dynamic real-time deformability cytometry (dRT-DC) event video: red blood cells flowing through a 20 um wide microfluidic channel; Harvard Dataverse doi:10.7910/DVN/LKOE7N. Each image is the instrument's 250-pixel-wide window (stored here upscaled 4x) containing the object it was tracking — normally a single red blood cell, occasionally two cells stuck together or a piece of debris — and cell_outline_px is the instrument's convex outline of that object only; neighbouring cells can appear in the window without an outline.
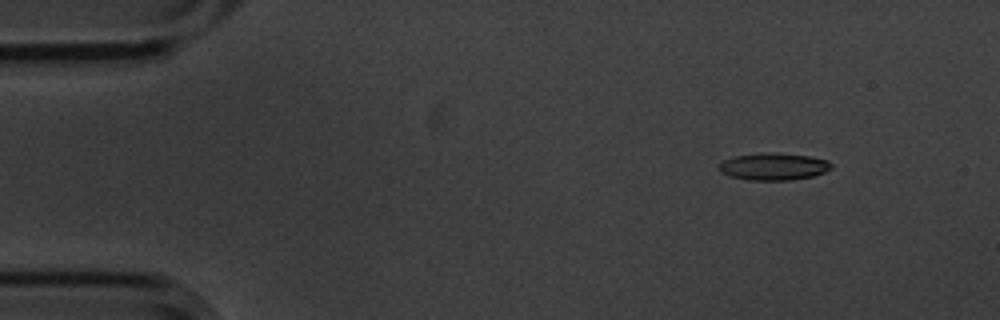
{"species": "common noctule bat (a hibernating species)", "species_latin": "Nyctalus noctula", "temperature_condition": "cold", "stored_images_in_passage": 4, "camera_frame_rate_fps": 3000, "um_per_image_px": 0.085, "animal": {"sex": "male", "body_mass_g": 20.1, "forearm_length_mm": 53.5}, "frame": {"image": 1, "passage_image": 1, "time_ms": 0.0, "image_size_px": [1000, 320], "cell_outline_px": [[832, 168], [824, 172], [812, 176], [792, 180], [748, 180], [732, 176], [720, 172], [720, 164], [724, 160], [736, 156], [768, 152], [772, 152], [808, 156], [828, 160], [832, 164]], "centroid_in_image_um": [65.79, 14.16], "position_along_channel_um": 19.2, "area_um2": 17.57}}
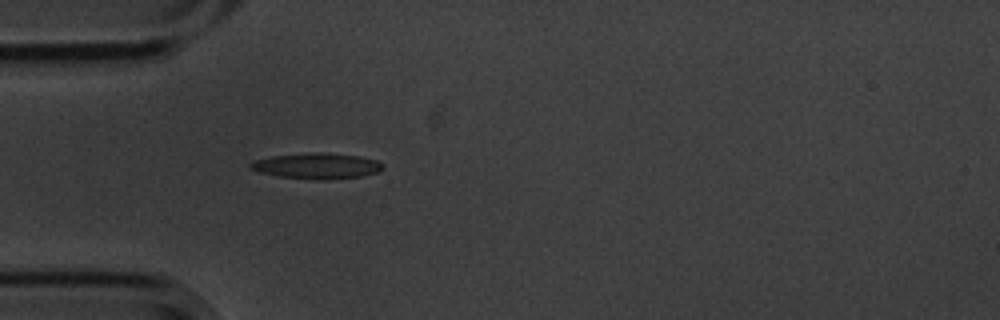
{"frame": {"image": 2, "passage_image": 4, "time_ms": 1.0, "image_size_px": [1000, 320], "cell_outline_px": [[384, 168], [380, 172], [360, 176], [324, 180], [316, 180], [280, 176], [260, 172], [248, 168], [248, 164], [252, 160], [272, 156], [316, 152], [320, 152], [360, 156], [376, 160], [384, 164]], "centroid_in_image_um": [26.94, 14.1], "position_along_channel_um": 58.1, "area_um2": 19.94}}